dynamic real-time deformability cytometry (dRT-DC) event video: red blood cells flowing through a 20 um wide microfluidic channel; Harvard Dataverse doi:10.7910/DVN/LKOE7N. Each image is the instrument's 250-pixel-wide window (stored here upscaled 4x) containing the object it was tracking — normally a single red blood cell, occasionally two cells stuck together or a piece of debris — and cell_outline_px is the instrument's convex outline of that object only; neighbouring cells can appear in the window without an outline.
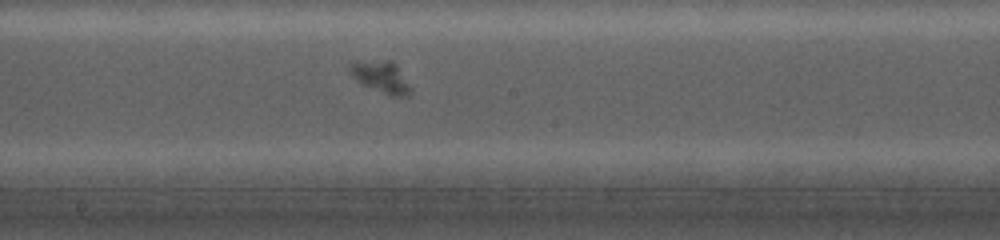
{"species": "common noctule bat (a hibernating species)", "species_latin": "Nyctalus noctula", "temperature_condition": "cold", "stored_images_in_passage": 44, "camera_frame_rate_fps": 5000, "um_per_image_px": 0.085, "animal": {"sex": "female", "body_mass_g": 19.0, "forearm_length_mm": 56.7}, "frame": {"image": 1, "passage_image": 30, "time_ms": 12.2, "image_size_px": [1000, 240], "cell_outline_px": [[412, 92], [408, 96], [392, 96], [364, 84], [348, 72], [348, 64], [352, 60], [392, 60], [396, 64], [412, 88]], "centroid_in_image_um": [32.38, 6.49], "position_along_channel_um": 215.8, "area_um2": 11.33}}